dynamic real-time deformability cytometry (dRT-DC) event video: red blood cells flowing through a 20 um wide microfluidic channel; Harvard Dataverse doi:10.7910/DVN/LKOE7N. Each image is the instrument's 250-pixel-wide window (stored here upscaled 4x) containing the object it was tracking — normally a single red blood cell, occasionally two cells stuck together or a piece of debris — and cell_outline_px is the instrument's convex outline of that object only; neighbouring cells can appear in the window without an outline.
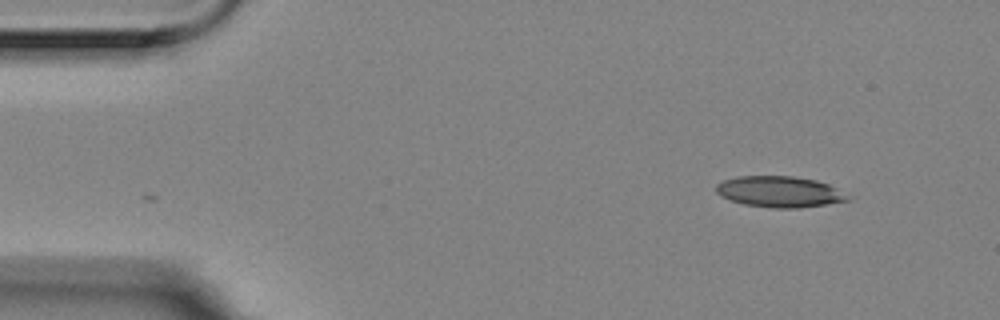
{"species": "Egyptian fruit bat (a non-hibernating species)", "species_latin": "Rousettus aegyptiacus", "temperature_condition": "room temperature", "stored_images_in_passage": 46, "camera_frame_rate_fps": 3000, "um_per_image_px": 0.085, "animal": {"sex": "female"}, "frame": {"image": 1, "passage_image": 1, "time_ms": 0.0, "image_size_px": [1000, 320], "cell_outline_px": [[852, 200], [796, 208], [776, 208], [744, 204], [720, 196], [716, 192], [716, 184], [724, 180], [736, 176], [792, 176], [816, 180], [828, 184], [836, 188], [848, 196]], "centroid_in_image_um": [66.24, 16.29], "position_along_channel_um": 18.8, "area_um2": 23.58}}